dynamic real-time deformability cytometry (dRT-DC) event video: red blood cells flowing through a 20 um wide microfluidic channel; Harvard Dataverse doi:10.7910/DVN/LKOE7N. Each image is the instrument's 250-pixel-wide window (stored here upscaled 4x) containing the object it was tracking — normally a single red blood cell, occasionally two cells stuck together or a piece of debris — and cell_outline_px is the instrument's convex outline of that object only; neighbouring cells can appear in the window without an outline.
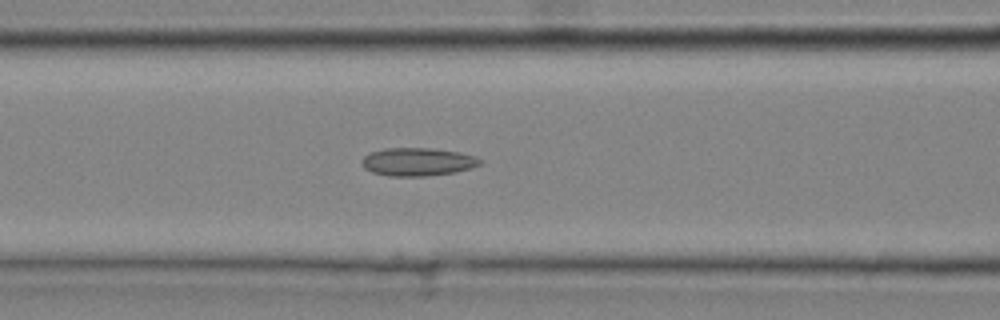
{"species": "common noctule bat (a hibernating species)", "species_latin": "Nyctalus noctula", "temperature_condition": "cold", "stored_images_in_passage": 34, "camera_frame_rate_fps": 3000, "um_per_image_px": 0.085, "animal": {"sex": "male", "body_mass_g": 20.4}, "frame": {"image": 1, "passage_image": 17, "time_ms": 5.333, "image_size_px": [1000, 320], "cell_outline_px": [[484, 160], [480, 164], [472, 168], [452, 172], [424, 176], [388, 176], [372, 172], [364, 168], [364, 156], [372, 152], [384, 148], [432, 148], [460, 152], [476, 156]], "centroid_in_image_um": [35.55, 13.75], "position_along_channel_um": 131.1, "area_um2": 19.25}}
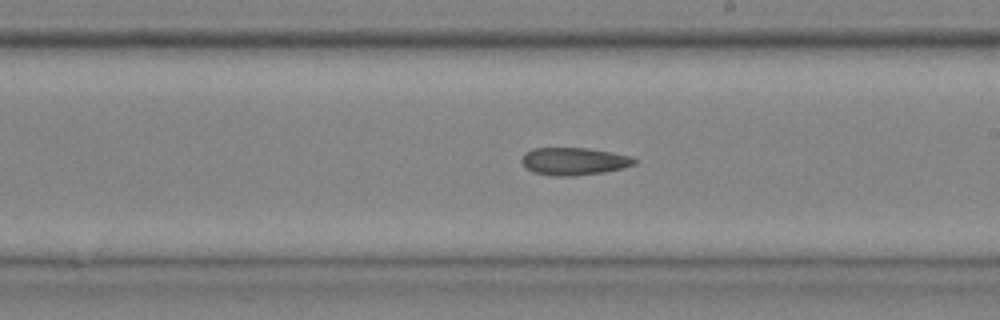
{"frame": {"image": 2, "passage_image": 24, "time_ms": 7.667, "image_size_px": [1000, 320], "cell_outline_px": [[636, 164], [624, 168], [604, 172], [576, 176], [556, 176], [532, 172], [520, 160], [524, 152], [532, 148], [588, 148], [612, 152], [632, 156], [636, 160]], "centroid_in_image_um": [48.8, 13.71], "position_along_channel_um": 240.2, "area_um2": 18.26}}
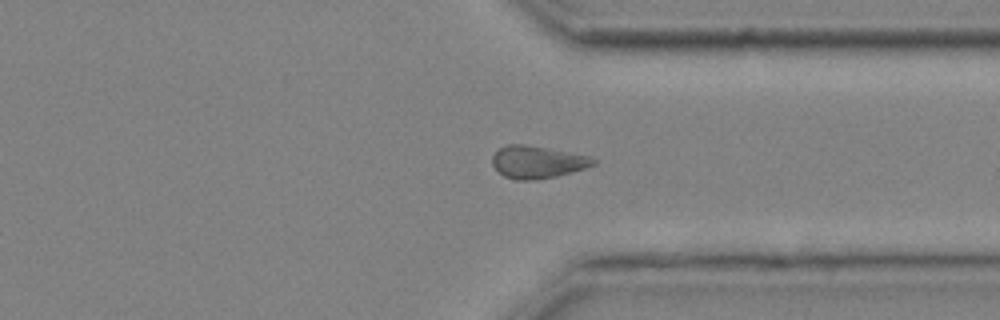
{"frame": {"image": 3, "passage_image": 32, "time_ms": 10.333, "image_size_px": [1000, 320], "cell_outline_px": [[596, 164], [572, 172], [556, 176], [536, 180], [516, 180], [504, 176], [492, 164], [492, 156], [500, 148], [508, 144], [524, 144], [568, 152], [588, 156], [596, 160]], "centroid_in_image_um": [45.66, 13.78], "position_along_channel_um": 365.7, "area_um2": 18.84}}